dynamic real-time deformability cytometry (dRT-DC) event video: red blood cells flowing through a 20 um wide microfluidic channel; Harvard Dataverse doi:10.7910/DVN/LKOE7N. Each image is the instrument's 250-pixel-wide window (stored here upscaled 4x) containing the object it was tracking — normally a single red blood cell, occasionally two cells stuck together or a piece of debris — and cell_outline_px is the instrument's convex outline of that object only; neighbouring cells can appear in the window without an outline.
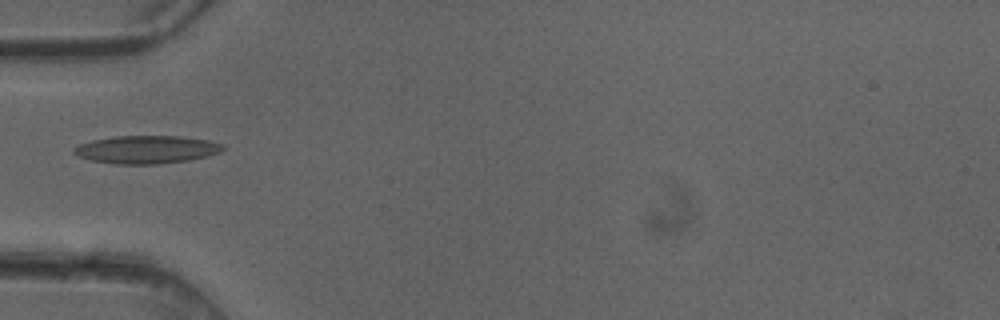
{"species": "common noctule bat (a hibernating species)", "species_latin": "Nyctalus noctula", "temperature_condition": "cold", "stored_images_in_passage": 6, "camera_frame_rate_fps": 3000, "um_per_image_px": 0.085, "animal": {"sex": "female"}, "frame": {"image": 1, "passage_image": 5, "time_ms": 1.333, "image_size_px": [1000, 320], "cell_outline_px": [[224, 148], [220, 152], [208, 156], [188, 160], [160, 164], [112, 164], [92, 160], [80, 156], [72, 152], [72, 148], [80, 144], [92, 140], [116, 136], [180, 136], [208, 140], [224, 144]], "centroid_in_image_um": [12.46, 12.71], "position_along_channel_um": 72.5, "area_um2": 24.28}}
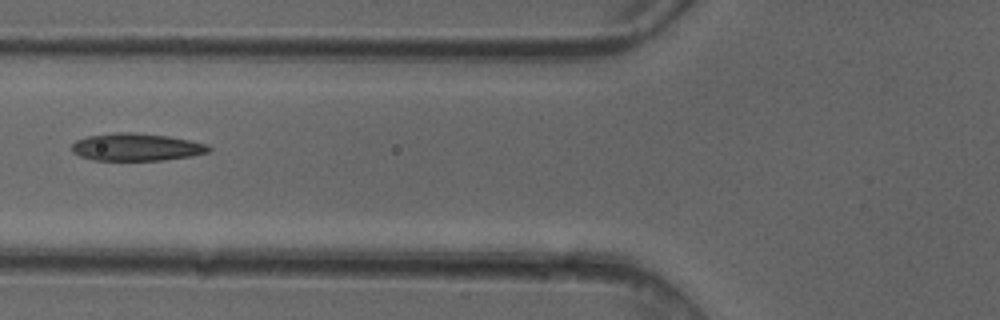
{"frame": {"image": 2, "passage_image": 6, "time_ms": 1.667, "image_size_px": [1000, 320], "cell_outline_px": [[212, 148], [208, 152], [192, 156], [160, 160], [92, 160], [80, 156], [72, 152], [72, 144], [76, 140], [88, 136], [112, 132], [132, 132], [168, 136], [208, 144]], "centroid_in_image_um": [11.58, 12.5], "position_along_channel_um": 114.2, "area_um2": 21.96}}